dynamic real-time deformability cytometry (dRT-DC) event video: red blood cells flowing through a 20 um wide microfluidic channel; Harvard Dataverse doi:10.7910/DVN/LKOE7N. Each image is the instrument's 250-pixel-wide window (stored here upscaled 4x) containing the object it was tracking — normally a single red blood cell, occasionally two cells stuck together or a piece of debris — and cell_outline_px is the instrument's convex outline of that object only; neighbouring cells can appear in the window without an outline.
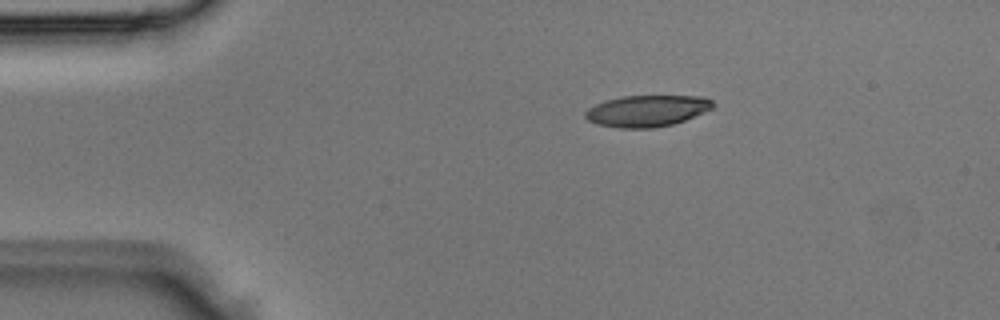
{"species": "Egyptian fruit bat (a non-hibernating species)", "species_latin": "Rousettus aegyptiacus", "temperature_condition": "room temperature", "stored_images_in_passage": 2, "camera_frame_rate_fps": 3000, "um_per_image_px": 0.085, "animal": {"sex": "male"}, "frame": {"image": 1, "passage_image": 1, "time_ms": 0.0, "image_size_px": [1000, 320], "cell_outline_px": [[716, 104], [712, 108], [704, 112], [684, 120], [672, 124], [652, 128], [620, 128], [596, 124], [588, 120], [584, 116], [584, 112], [588, 108], [596, 104], [608, 100], [624, 96], [704, 96], [712, 100]], "centroid_in_image_um": [55.0, 9.42], "position_along_channel_um": 30.0, "area_um2": 23.29}}